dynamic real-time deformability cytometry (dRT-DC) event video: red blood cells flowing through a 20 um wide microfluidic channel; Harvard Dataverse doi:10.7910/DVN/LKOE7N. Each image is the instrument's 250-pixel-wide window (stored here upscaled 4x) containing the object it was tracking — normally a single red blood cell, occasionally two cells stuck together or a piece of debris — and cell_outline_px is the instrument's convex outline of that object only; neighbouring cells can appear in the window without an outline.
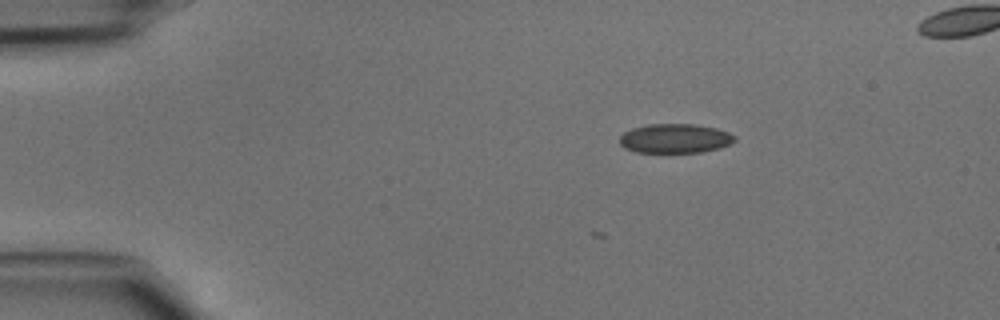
{"species": "common noctule bat (a hibernating species)", "species_latin": "Nyctalus noctula", "temperature_condition": "cold", "stored_images_in_passage": 6, "camera_frame_rate_fps": 3000, "um_per_image_px": 0.085, "animal": {"sex": "male", "body_mass_g": 15.6}, "frame": {"image": 1, "passage_image": 1, "time_ms": 0.0, "image_size_px": [1000, 320], "cell_outline_px": [[736, 140], [720, 148], [700, 152], [636, 152], [624, 148], [620, 144], [620, 136], [624, 132], [632, 128], [648, 124], [696, 124], [716, 128], [728, 132], [736, 136]], "centroid_in_image_um": [57.37, 11.76], "position_along_channel_um": 27.6, "area_um2": 19.65}}